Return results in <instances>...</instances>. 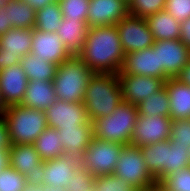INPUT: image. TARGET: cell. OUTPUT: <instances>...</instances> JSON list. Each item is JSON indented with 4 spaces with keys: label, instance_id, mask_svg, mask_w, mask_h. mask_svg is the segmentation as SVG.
Returning a JSON list of instances; mask_svg holds the SVG:
<instances>
[{
    "label": "cell",
    "instance_id": "obj_1",
    "mask_svg": "<svg viewBox=\"0 0 190 191\" xmlns=\"http://www.w3.org/2000/svg\"><path fill=\"white\" fill-rule=\"evenodd\" d=\"M77 56L94 73L118 74L125 53L116 25L91 27Z\"/></svg>",
    "mask_w": 190,
    "mask_h": 191
},
{
    "label": "cell",
    "instance_id": "obj_2",
    "mask_svg": "<svg viewBox=\"0 0 190 191\" xmlns=\"http://www.w3.org/2000/svg\"><path fill=\"white\" fill-rule=\"evenodd\" d=\"M123 102L118 74L94 73L85 91L84 106L89 120L111 115Z\"/></svg>",
    "mask_w": 190,
    "mask_h": 191
},
{
    "label": "cell",
    "instance_id": "obj_3",
    "mask_svg": "<svg viewBox=\"0 0 190 191\" xmlns=\"http://www.w3.org/2000/svg\"><path fill=\"white\" fill-rule=\"evenodd\" d=\"M94 72L77 56L73 55L57 66L52 80L58 100L81 103Z\"/></svg>",
    "mask_w": 190,
    "mask_h": 191
},
{
    "label": "cell",
    "instance_id": "obj_4",
    "mask_svg": "<svg viewBox=\"0 0 190 191\" xmlns=\"http://www.w3.org/2000/svg\"><path fill=\"white\" fill-rule=\"evenodd\" d=\"M138 114L136 105L123 101L111 115L92 121L93 135L103 141L128 145L131 143Z\"/></svg>",
    "mask_w": 190,
    "mask_h": 191
},
{
    "label": "cell",
    "instance_id": "obj_5",
    "mask_svg": "<svg viewBox=\"0 0 190 191\" xmlns=\"http://www.w3.org/2000/svg\"><path fill=\"white\" fill-rule=\"evenodd\" d=\"M4 118L12 145L33 144L48 127L44 110L27 108L21 104L8 106Z\"/></svg>",
    "mask_w": 190,
    "mask_h": 191
},
{
    "label": "cell",
    "instance_id": "obj_6",
    "mask_svg": "<svg viewBox=\"0 0 190 191\" xmlns=\"http://www.w3.org/2000/svg\"><path fill=\"white\" fill-rule=\"evenodd\" d=\"M124 146L93 137L80 158L81 165L87 168L93 177L113 174Z\"/></svg>",
    "mask_w": 190,
    "mask_h": 191
},
{
    "label": "cell",
    "instance_id": "obj_7",
    "mask_svg": "<svg viewBox=\"0 0 190 191\" xmlns=\"http://www.w3.org/2000/svg\"><path fill=\"white\" fill-rule=\"evenodd\" d=\"M113 174L137 189L156 181L147 169L140 147L131 144L123 147Z\"/></svg>",
    "mask_w": 190,
    "mask_h": 191
},
{
    "label": "cell",
    "instance_id": "obj_8",
    "mask_svg": "<svg viewBox=\"0 0 190 191\" xmlns=\"http://www.w3.org/2000/svg\"><path fill=\"white\" fill-rule=\"evenodd\" d=\"M8 152L9 166L26 176L27 184L44 185V161L33 144L11 145Z\"/></svg>",
    "mask_w": 190,
    "mask_h": 191
},
{
    "label": "cell",
    "instance_id": "obj_9",
    "mask_svg": "<svg viewBox=\"0 0 190 191\" xmlns=\"http://www.w3.org/2000/svg\"><path fill=\"white\" fill-rule=\"evenodd\" d=\"M116 26L125 54L150 48L155 42L145 18L128 14Z\"/></svg>",
    "mask_w": 190,
    "mask_h": 191
},
{
    "label": "cell",
    "instance_id": "obj_10",
    "mask_svg": "<svg viewBox=\"0 0 190 191\" xmlns=\"http://www.w3.org/2000/svg\"><path fill=\"white\" fill-rule=\"evenodd\" d=\"M33 29L12 28L0 37V71L20 64V60L30 53Z\"/></svg>",
    "mask_w": 190,
    "mask_h": 191
},
{
    "label": "cell",
    "instance_id": "obj_11",
    "mask_svg": "<svg viewBox=\"0 0 190 191\" xmlns=\"http://www.w3.org/2000/svg\"><path fill=\"white\" fill-rule=\"evenodd\" d=\"M172 119L163 115L148 117L139 115L131 137V145L144 146L169 140Z\"/></svg>",
    "mask_w": 190,
    "mask_h": 191
},
{
    "label": "cell",
    "instance_id": "obj_12",
    "mask_svg": "<svg viewBox=\"0 0 190 191\" xmlns=\"http://www.w3.org/2000/svg\"><path fill=\"white\" fill-rule=\"evenodd\" d=\"M152 47L158 50L159 68L168 78H176L190 61V50L180 39L156 40Z\"/></svg>",
    "mask_w": 190,
    "mask_h": 191
},
{
    "label": "cell",
    "instance_id": "obj_13",
    "mask_svg": "<svg viewBox=\"0 0 190 191\" xmlns=\"http://www.w3.org/2000/svg\"><path fill=\"white\" fill-rule=\"evenodd\" d=\"M47 125L50 128H76L88 123L90 120L84 103H73L56 100L45 110Z\"/></svg>",
    "mask_w": 190,
    "mask_h": 191
},
{
    "label": "cell",
    "instance_id": "obj_14",
    "mask_svg": "<svg viewBox=\"0 0 190 191\" xmlns=\"http://www.w3.org/2000/svg\"><path fill=\"white\" fill-rule=\"evenodd\" d=\"M118 74H132L169 79L164 71L159 68L158 50L150 48L126 53L123 65Z\"/></svg>",
    "mask_w": 190,
    "mask_h": 191
},
{
    "label": "cell",
    "instance_id": "obj_15",
    "mask_svg": "<svg viewBox=\"0 0 190 191\" xmlns=\"http://www.w3.org/2000/svg\"><path fill=\"white\" fill-rule=\"evenodd\" d=\"M30 53L39 59L41 58L56 65L61 64L73 56L66 45L62 43L57 33H47L35 28L33 29Z\"/></svg>",
    "mask_w": 190,
    "mask_h": 191
},
{
    "label": "cell",
    "instance_id": "obj_16",
    "mask_svg": "<svg viewBox=\"0 0 190 191\" xmlns=\"http://www.w3.org/2000/svg\"><path fill=\"white\" fill-rule=\"evenodd\" d=\"M123 101L138 105L141 101L157 93L163 86L164 80L150 76L118 74Z\"/></svg>",
    "mask_w": 190,
    "mask_h": 191
},
{
    "label": "cell",
    "instance_id": "obj_17",
    "mask_svg": "<svg viewBox=\"0 0 190 191\" xmlns=\"http://www.w3.org/2000/svg\"><path fill=\"white\" fill-rule=\"evenodd\" d=\"M128 14V6L122 0H90L87 25L89 28L116 25Z\"/></svg>",
    "mask_w": 190,
    "mask_h": 191
},
{
    "label": "cell",
    "instance_id": "obj_18",
    "mask_svg": "<svg viewBox=\"0 0 190 191\" xmlns=\"http://www.w3.org/2000/svg\"><path fill=\"white\" fill-rule=\"evenodd\" d=\"M80 166V158L69 155L44 161L43 186L66 188L70 176H73Z\"/></svg>",
    "mask_w": 190,
    "mask_h": 191
},
{
    "label": "cell",
    "instance_id": "obj_19",
    "mask_svg": "<svg viewBox=\"0 0 190 191\" xmlns=\"http://www.w3.org/2000/svg\"><path fill=\"white\" fill-rule=\"evenodd\" d=\"M28 79L20 64L0 71V91L7 106L21 104Z\"/></svg>",
    "mask_w": 190,
    "mask_h": 191
},
{
    "label": "cell",
    "instance_id": "obj_20",
    "mask_svg": "<svg viewBox=\"0 0 190 191\" xmlns=\"http://www.w3.org/2000/svg\"><path fill=\"white\" fill-rule=\"evenodd\" d=\"M168 92L170 115L174 120L190 119V86L181 83L176 78L164 82Z\"/></svg>",
    "mask_w": 190,
    "mask_h": 191
},
{
    "label": "cell",
    "instance_id": "obj_21",
    "mask_svg": "<svg viewBox=\"0 0 190 191\" xmlns=\"http://www.w3.org/2000/svg\"><path fill=\"white\" fill-rule=\"evenodd\" d=\"M60 131L64 154L81 158L93 139L92 122L76 128L57 129Z\"/></svg>",
    "mask_w": 190,
    "mask_h": 191
},
{
    "label": "cell",
    "instance_id": "obj_22",
    "mask_svg": "<svg viewBox=\"0 0 190 191\" xmlns=\"http://www.w3.org/2000/svg\"><path fill=\"white\" fill-rule=\"evenodd\" d=\"M57 100L52 81H28L21 105L46 110Z\"/></svg>",
    "mask_w": 190,
    "mask_h": 191
},
{
    "label": "cell",
    "instance_id": "obj_23",
    "mask_svg": "<svg viewBox=\"0 0 190 191\" xmlns=\"http://www.w3.org/2000/svg\"><path fill=\"white\" fill-rule=\"evenodd\" d=\"M144 162L150 174L160 181L166 176V165H168V140L158 143L140 146Z\"/></svg>",
    "mask_w": 190,
    "mask_h": 191
},
{
    "label": "cell",
    "instance_id": "obj_24",
    "mask_svg": "<svg viewBox=\"0 0 190 191\" xmlns=\"http://www.w3.org/2000/svg\"><path fill=\"white\" fill-rule=\"evenodd\" d=\"M154 40L180 38V23L165 9L145 18Z\"/></svg>",
    "mask_w": 190,
    "mask_h": 191
},
{
    "label": "cell",
    "instance_id": "obj_25",
    "mask_svg": "<svg viewBox=\"0 0 190 191\" xmlns=\"http://www.w3.org/2000/svg\"><path fill=\"white\" fill-rule=\"evenodd\" d=\"M88 28L87 21L66 20L63 18L56 33L68 50L73 55H77L83 48Z\"/></svg>",
    "mask_w": 190,
    "mask_h": 191
},
{
    "label": "cell",
    "instance_id": "obj_26",
    "mask_svg": "<svg viewBox=\"0 0 190 191\" xmlns=\"http://www.w3.org/2000/svg\"><path fill=\"white\" fill-rule=\"evenodd\" d=\"M33 146L42 161L52 160L65 155L60 131L55 128L47 127L39 134Z\"/></svg>",
    "mask_w": 190,
    "mask_h": 191
},
{
    "label": "cell",
    "instance_id": "obj_27",
    "mask_svg": "<svg viewBox=\"0 0 190 191\" xmlns=\"http://www.w3.org/2000/svg\"><path fill=\"white\" fill-rule=\"evenodd\" d=\"M8 13L9 25L17 29H34L36 10L23 0H9L2 3Z\"/></svg>",
    "mask_w": 190,
    "mask_h": 191
},
{
    "label": "cell",
    "instance_id": "obj_28",
    "mask_svg": "<svg viewBox=\"0 0 190 191\" xmlns=\"http://www.w3.org/2000/svg\"><path fill=\"white\" fill-rule=\"evenodd\" d=\"M28 81H52L56 75L57 66L54 63L35 57L32 53L26 54L20 60Z\"/></svg>",
    "mask_w": 190,
    "mask_h": 191
},
{
    "label": "cell",
    "instance_id": "obj_29",
    "mask_svg": "<svg viewBox=\"0 0 190 191\" xmlns=\"http://www.w3.org/2000/svg\"><path fill=\"white\" fill-rule=\"evenodd\" d=\"M139 115H145L148 117L163 115L169 117L170 104L168 98V92L163 86L157 93L147 97L141 101L138 105Z\"/></svg>",
    "mask_w": 190,
    "mask_h": 191
},
{
    "label": "cell",
    "instance_id": "obj_30",
    "mask_svg": "<svg viewBox=\"0 0 190 191\" xmlns=\"http://www.w3.org/2000/svg\"><path fill=\"white\" fill-rule=\"evenodd\" d=\"M63 20L58 0L36 11L35 29L56 33Z\"/></svg>",
    "mask_w": 190,
    "mask_h": 191
},
{
    "label": "cell",
    "instance_id": "obj_31",
    "mask_svg": "<svg viewBox=\"0 0 190 191\" xmlns=\"http://www.w3.org/2000/svg\"><path fill=\"white\" fill-rule=\"evenodd\" d=\"M189 147L177 145L168 140V165H166V175L190 166Z\"/></svg>",
    "mask_w": 190,
    "mask_h": 191
},
{
    "label": "cell",
    "instance_id": "obj_32",
    "mask_svg": "<svg viewBox=\"0 0 190 191\" xmlns=\"http://www.w3.org/2000/svg\"><path fill=\"white\" fill-rule=\"evenodd\" d=\"M58 2L64 19L87 21L90 0H58Z\"/></svg>",
    "mask_w": 190,
    "mask_h": 191
},
{
    "label": "cell",
    "instance_id": "obj_33",
    "mask_svg": "<svg viewBox=\"0 0 190 191\" xmlns=\"http://www.w3.org/2000/svg\"><path fill=\"white\" fill-rule=\"evenodd\" d=\"M94 187L97 191H137V188L114 174L94 177Z\"/></svg>",
    "mask_w": 190,
    "mask_h": 191
},
{
    "label": "cell",
    "instance_id": "obj_34",
    "mask_svg": "<svg viewBox=\"0 0 190 191\" xmlns=\"http://www.w3.org/2000/svg\"><path fill=\"white\" fill-rule=\"evenodd\" d=\"M26 185V176L11 166L0 171V191H23Z\"/></svg>",
    "mask_w": 190,
    "mask_h": 191
},
{
    "label": "cell",
    "instance_id": "obj_35",
    "mask_svg": "<svg viewBox=\"0 0 190 191\" xmlns=\"http://www.w3.org/2000/svg\"><path fill=\"white\" fill-rule=\"evenodd\" d=\"M166 0H133L128 6L130 15L146 18L165 9Z\"/></svg>",
    "mask_w": 190,
    "mask_h": 191
},
{
    "label": "cell",
    "instance_id": "obj_36",
    "mask_svg": "<svg viewBox=\"0 0 190 191\" xmlns=\"http://www.w3.org/2000/svg\"><path fill=\"white\" fill-rule=\"evenodd\" d=\"M159 182L168 191H190V166L166 175Z\"/></svg>",
    "mask_w": 190,
    "mask_h": 191
},
{
    "label": "cell",
    "instance_id": "obj_37",
    "mask_svg": "<svg viewBox=\"0 0 190 191\" xmlns=\"http://www.w3.org/2000/svg\"><path fill=\"white\" fill-rule=\"evenodd\" d=\"M66 191H97L94 187V177L82 165L70 176Z\"/></svg>",
    "mask_w": 190,
    "mask_h": 191
},
{
    "label": "cell",
    "instance_id": "obj_38",
    "mask_svg": "<svg viewBox=\"0 0 190 191\" xmlns=\"http://www.w3.org/2000/svg\"><path fill=\"white\" fill-rule=\"evenodd\" d=\"M169 140L177 145L190 147V119L172 121Z\"/></svg>",
    "mask_w": 190,
    "mask_h": 191
},
{
    "label": "cell",
    "instance_id": "obj_39",
    "mask_svg": "<svg viewBox=\"0 0 190 191\" xmlns=\"http://www.w3.org/2000/svg\"><path fill=\"white\" fill-rule=\"evenodd\" d=\"M165 10L182 23L190 18V0H166Z\"/></svg>",
    "mask_w": 190,
    "mask_h": 191
},
{
    "label": "cell",
    "instance_id": "obj_40",
    "mask_svg": "<svg viewBox=\"0 0 190 191\" xmlns=\"http://www.w3.org/2000/svg\"><path fill=\"white\" fill-rule=\"evenodd\" d=\"M11 145L7 122L0 117V150H9Z\"/></svg>",
    "mask_w": 190,
    "mask_h": 191
},
{
    "label": "cell",
    "instance_id": "obj_41",
    "mask_svg": "<svg viewBox=\"0 0 190 191\" xmlns=\"http://www.w3.org/2000/svg\"><path fill=\"white\" fill-rule=\"evenodd\" d=\"M180 40L190 50V18L180 23Z\"/></svg>",
    "mask_w": 190,
    "mask_h": 191
},
{
    "label": "cell",
    "instance_id": "obj_42",
    "mask_svg": "<svg viewBox=\"0 0 190 191\" xmlns=\"http://www.w3.org/2000/svg\"><path fill=\"white\" fill-rule=\"evenodd\" d=\"M13 27L9 25L8 13L5 10L4 6L0 5V37L3 36L8 30Z\"/></svg>",
    "mask_w": 190,
    "mask_h": 191
},
{
    "label": "cell",
    "instance_id": "obj_43",
    "mask_svg": "<svg viewBox=\"0 0 190 191\" xmlns=\"http://www.w3.org/2000/svg\"><path fill=\"white\" fill-rule=\"evenodd\" d=\"M181 83L190 86V61L187 65L180 71V74L176 77Z\"/></svg>",
    "mask_w": 190,
    "mask_h": 191
},
{
    "label": "cell",
    "instance_id": "obj_44",
    "mask_svg": "<svg viewBox=\"0 0 190 191\" xmlns=\"http://www.w3.org/2000/svg\"><path fill=\"white\" fill-rule=\"evenodd\" d=\"M27 2L34 10L43 9L46 5L55 2L56 0H23Z\"/></svg>",
    "mask_w": 190,
    "mask_h": 191
},
{
    "label": "cell",
    "instance_id": "obj_45",
    "mask_svg": "<svg viewBox=\"0 0 190 191\" xmlns=\"http://www.w3.org/2000/svg\"><path fill=\"white\" fill-rule=\"evenodd\" d=\"M137 191H168V190H166L165 187L159 181H155L151 185L143 186L137 189Z\"/></svg>",
    "mask_w": 190,
    "mask_h": 191
},
{
    "label": "cell",
    "instance_id": "obj_46",
    "mask_svg": "<svg viewBox=\"0 0 190 191\" xmlns=\"http://www.w3.org/2000/svg\"><path fill=\"white\" fill-rule=\"evenodd\" d=\"M9 166V152L8 150H0V171Z\"/></svg>",
    "mask_w": 190,
    "mask_h": 191
},
{
    "label": "cell",
    "instance_id": "obj_47",
    "mask_svg": "<svg viewBox=\"0 0 190 191\" xmlns=\"http://www.w3.org/2000/svg\"><path fill=\"white\" fill-rule=\"evenodd\" d=\"M23 191H47L44 186L27 184Z\"/></svg>",
    "mask_w": 190,
    "mask_h": 191
},
{
    "label": "cell",
    "instance_id": "obj_48",
    "mask_svg": "<svg viewBox=\"0 0 190 191\" xmlns=\"http://www.w3.org/2000/svg\"><path fill=\"white\" fill-rule=\"evenodd\" d=\"M7 108H8V106L4 102L1 91H0V117H4V114L7 110Z\"/></svg>",
    "mask_w": 190,
    "mask_h": 191
},
{
    "label": "cell",
    "instance_id": "obj_49",
    "mask_svg": "<svg viewBox=\"0 0 190 191\" xmlns=\"http://www.w3.org/2000/svg\"><path fill=\"white\" fill-rule=\"evenodd\" d=\"M47 191H66L65 188H54L53 186H44Z\"/></svg>",
    "mask_w": 190,
    "mask_h": 191
},
{
    "label": "cell",
    "instance_id": "obj_50",
    "mask_svg": "<svg viewBox=\"0 0 190 191\" xmlns=\"http://www.w3.org/2000/svg\"><path fill=\"white\" fill-rule=\"evenodd\" d=\"M127 6L131 4L133 0H122Z\"/></svg>",
    "mask_w": 190,
    "mask_h": 191
},
{
    "label": "cell",
    "instance_id": "obj_51",
    "mask_svg": "<svg viewBox=\"0 0 190 191\" xmlns=\"http://www.w3.org/2000/svg\"><path fill=\"white\" fill-rule=\"evenodd\" d=\"M6 1H9V0H0V3L2 4L4 2H6Z\"/></svg>",
    "mask_w": 190,
    "mask_h": 191
},
{
    "label": "cell",
    "instance_id": "obj_52",
    "mask_svg": "<svg viewBox=\"0 0 190 191\" xmlns=\"http://www.w3.org/2000/svg\"><path fill=\"white\" fill-rule=\"evenodd\" d=\"M188 152H189V160H190V147H189V149H188Z\"/></svg>",
    "mask_w": 190,
    "mask_h": 191
}]
</instances>
